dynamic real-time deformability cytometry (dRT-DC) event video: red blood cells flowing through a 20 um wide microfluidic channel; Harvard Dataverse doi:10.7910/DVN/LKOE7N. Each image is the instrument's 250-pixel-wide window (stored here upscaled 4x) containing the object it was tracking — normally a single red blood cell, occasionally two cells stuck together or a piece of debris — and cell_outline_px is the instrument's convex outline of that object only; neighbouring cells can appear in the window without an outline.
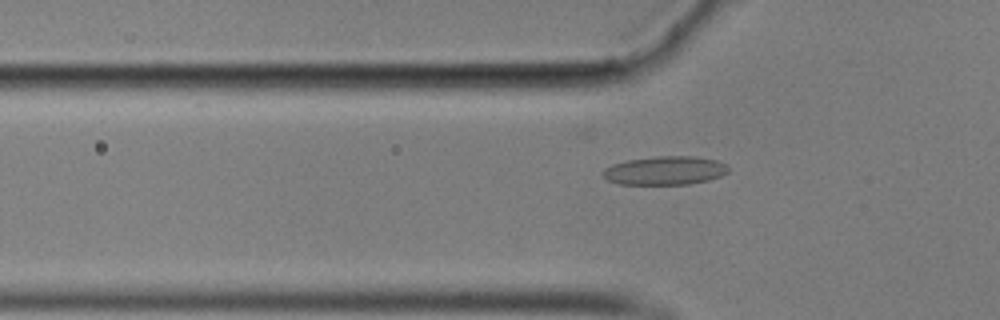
{"species": "common noctule bat (a hibernating species)", "species_latin": "Nyctalus noctula", "temperature_condition": "cold", "stored_images_in_passage": 44, "camera_frame_rate_fps": 3000, "um_per_image_px": 0.085, "animal": {"sex": "male", "body_mass_g": 17.9}, "frame": {"image": 1, "passage_image": 12, "time_ms": 3.667, "image_size_px": [1000, 320], "cell_outline_px": [[728, 172], [720, 176], [708, 180], [688, 184], [620, 184], [608, 180], [600, 172], [604, 168], [612, 164], [628, 160], [656, 156], [696, 156], [716, 160], [728, 164]], "centroid_in_image_um": [56.53, 14.49], "position_along_channel_um": 69.3, "area_um2": 20.98}}
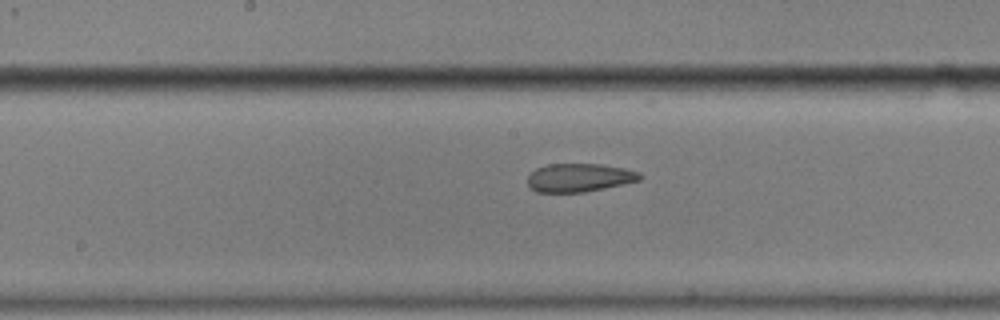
{"frame": {"image": 2, "passage_image": 23, "time_ms": 7.333, "image_size_px": [1000, 320], "cell_outline_px": [[644, 176], [640, 180], [604, 188], [584, 192], [536, 192], [528, 184], [528, 176], [536, 168], [548, 164], [600, 164], [624, 168], [640, 172]], "centroid_in_image_um": [49.26, 15.09], "position_along_channel_um": 198.9, "area_um2": 18.5}}
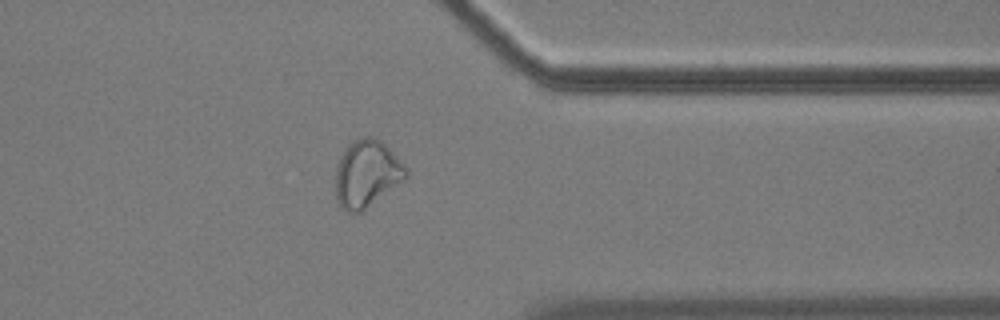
{"frame": {"image": 3, "passage_image": 39, "time_ms": 12.667, "image_size_px": [1000, 320], "cell_outline_px": [[408, 176], [404, 180], [360, 212], [348, 212], [340, 204], [336, 196], [336, 168], [340, 156], [348, 144], [352, 140], [364, 136], [376, 136], [408, 168]], "centroid_in_image_um": [31.18, 14.72], "position_along_channel_um": 380.2, "area_um2": 27.28}, "authors_computed_cell_mechanics": {"area_um2": 20.6346, "velocity_mm_per_s": 3.5329, "shape_relaxation_time_tau1_ms": null, "shape_relaxation_time_tau2_ms": 2.917, "deformation_change_tau1": null, "deformation_change_tau2": 0.0899}}